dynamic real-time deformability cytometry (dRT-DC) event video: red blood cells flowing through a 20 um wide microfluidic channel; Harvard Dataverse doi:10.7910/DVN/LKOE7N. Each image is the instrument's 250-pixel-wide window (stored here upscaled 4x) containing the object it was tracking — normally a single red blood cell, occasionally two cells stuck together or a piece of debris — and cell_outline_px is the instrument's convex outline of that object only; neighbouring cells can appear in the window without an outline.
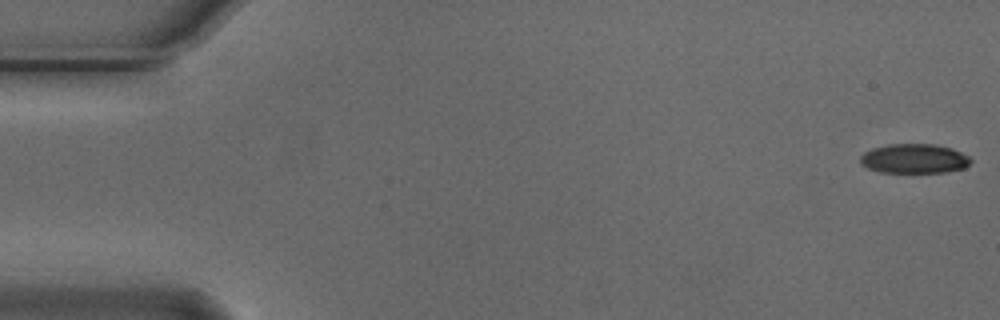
{"species": "Egyptian fruit bat (a non-hibernating species)", "species_latin": "Rousettus aegyptiacus", "temperature_condition": "cold", "stored_images_in_passage": 12, "camera_frame_rate_fps": 3000, "um_per_image_px": 0.085, "animal": {"sex": "male"}, "frame": {"image": 1, "passage_image": 1, "time_ms": 0.0, "image_size_px": [1000, 320], "cell_outline_px": [[972, 160], [964, 168], [948, 172], [880, 172], [868, 168], [860, 164], [860, 156], [864, 152], [872, 148], [888, 144], [936, 144], [952, 148], [968, 156]], "centroid_in_image_um": [77.69, 13.48], "position_along_channel_um": 7.3, "area_um2": 19.02}}